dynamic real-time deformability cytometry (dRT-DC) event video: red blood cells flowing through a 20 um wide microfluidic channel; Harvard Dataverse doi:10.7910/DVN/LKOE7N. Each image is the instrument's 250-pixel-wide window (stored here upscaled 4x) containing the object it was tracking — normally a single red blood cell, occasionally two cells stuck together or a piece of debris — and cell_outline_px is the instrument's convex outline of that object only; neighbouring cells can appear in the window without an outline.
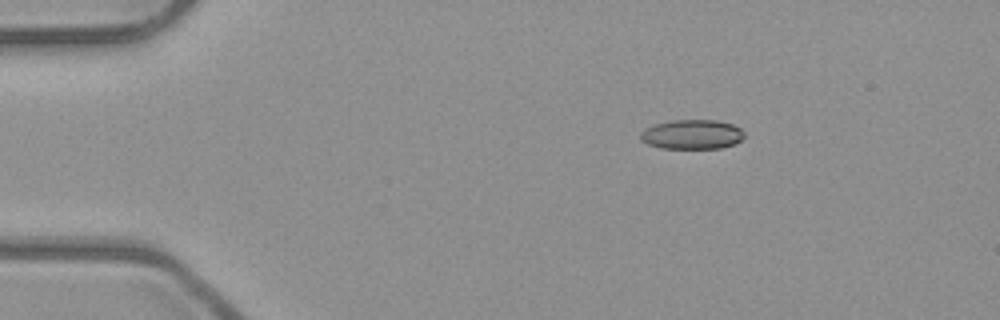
{"species": "common noctule bat (a hibernating species)", "species_latin": "Nyctalus noctula", "temperature_condition": "room temperature", "stored_images_in_passage": 4, "camera_frame_rate_fps": 3000, "um_per_image_px": 0.085, "animal": {"sex": "male", "body_mass_g": 23.1, "forearm_length_mm": 52.7}, "frame": {"image": 1, "passage_image": 2, "time_ms": 0.333, "image_size_px": [1000, 320], "cell_outline_px": [[744, 136], [740, 140], [732, 144], [720, 148], [660, 148], [648, 144], [640, 140], [640, 132], [644, 128], [656, 124], [672, 120], [716, 120], [732, 124], [740, 128], [744, 132]], "centroid_in_image_um": [58.79, 11.42], "position_along_channel_um": 26.2, "area_um2": 17.8}}